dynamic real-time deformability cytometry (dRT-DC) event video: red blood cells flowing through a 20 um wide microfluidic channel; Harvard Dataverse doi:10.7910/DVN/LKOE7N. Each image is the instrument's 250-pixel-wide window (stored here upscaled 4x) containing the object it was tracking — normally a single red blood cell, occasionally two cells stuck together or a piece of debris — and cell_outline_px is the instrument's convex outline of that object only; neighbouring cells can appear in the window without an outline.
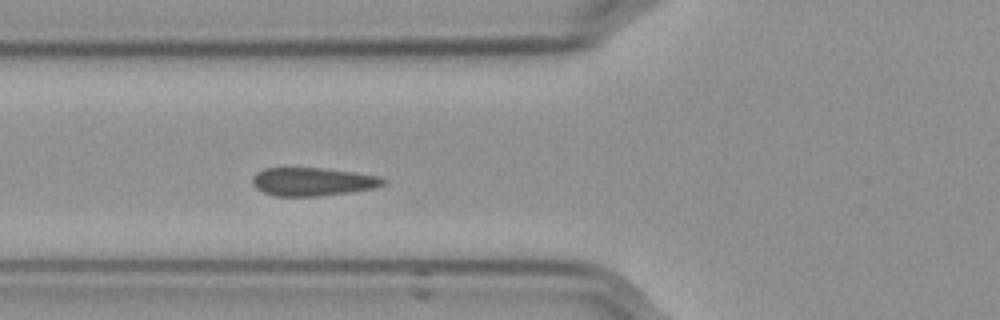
{"species": "Egyptian fruit bat (a non-hibernating species)", "species_latin": "Rousettus aegyptiacus", "temperature_condition": "cold", "stored_images_in_passage": 44, "camera_frame_rate_fps": 3000, "um_per_image_px": 0.085, "frame": {"image": 1, "passage_image": 7, "time_ms": 2.0, "image_size_px": [1000, 320], "cell_outline_px": [[388, 180], [384, 184], [376, 188], [320, 196], [272, 196], [256, 188], [252, 184], [252, 176], [256, 172], [264, 168], [324, 168], [356, 172], [376, 176]], "centroid_in_image_um": [26.56, 15.44], "position_along_channel_um": 99.2, "area_um2": 21.68}}
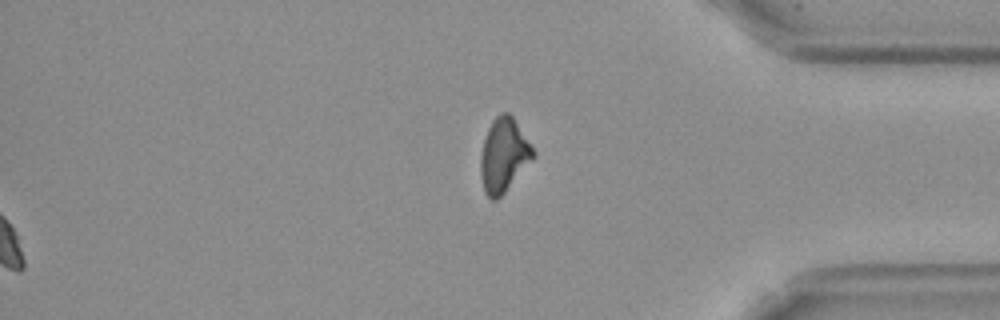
{"frame": {"image": 2, "passage_image": 44, "time_ms": 14.333, "image_size_px": [1000, 320], "cell_outline_px": [[536, 156], [504, 192], [496, 200], [492, 200], [484, 192], [480, 176], [480, 156], [484, 140], [488, 128], [492, 120], [500, 112], [508, 112], [512, 116], [536, 152]], "centroid_in_image_um": [42.81, 13.18], "position_along_channel_um": 392.4, "area_um2": 22.54}}